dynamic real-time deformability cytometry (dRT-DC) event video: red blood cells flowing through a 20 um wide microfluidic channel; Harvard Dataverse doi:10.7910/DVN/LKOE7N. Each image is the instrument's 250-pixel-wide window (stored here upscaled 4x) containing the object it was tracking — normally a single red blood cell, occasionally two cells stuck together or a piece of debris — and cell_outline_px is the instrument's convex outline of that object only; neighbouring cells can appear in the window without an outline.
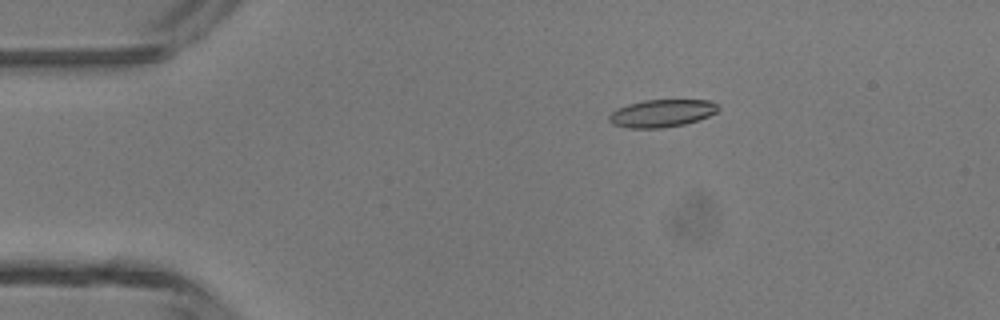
{"species": "common noctule bat (a hibernating species)", "species_latin": "Nyctalus noctula", "temperature_condition": "room temperature", "stored_images_in_passage": 48, "camera_frame_rate_fps": 3000, "um_per_image_px": 0.085, "animal": {"sex": "male", "body_mass_g": 13.3}, "frame": {"image": 1, "passage_image": 9, "time_ms": 2.667, "image_size_px": [1000, 320], "cell_outline_px": [[720, 108], [716, 112], [708, 116], [684, 124], [664, 128], [628, 128], [612, 124], [608, 120], [608, 116], [616, 108], [628, 104], [644, 100], [708, 100], [720, 104]], "centroid_in_image_um": [56.24, 9.62], "position_along_channel_um": 28.8, "area_um2": 17.63}}
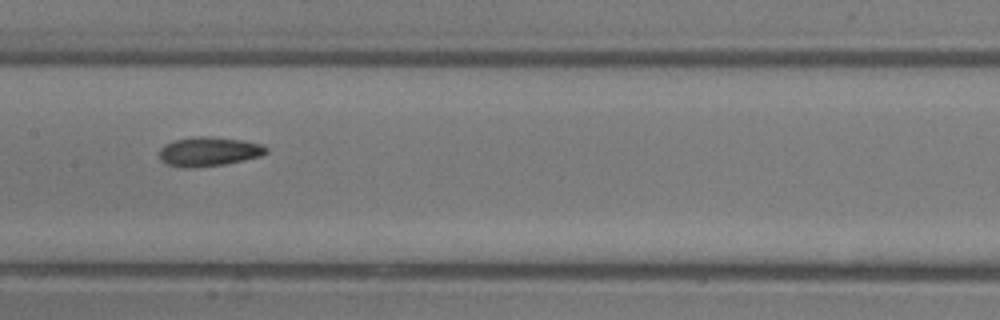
{"frame": {"image": 2, "passage_image": 24, "time_ms": 7.667, "image_size_px": [1000, 320], "cell_outline_px": [[268, 152], [260, 156], [244, 160], [224, 164], [192, 168], [180, 168], [168, 164], [160, 160], [160, 148], [164, 144], [172, 140], [192, 136], [208, 136], [244, 140], [260, 144], [268, 148]], "centroid_in_image_um": [17.72, 12.87], "position_along_channel_um": 189.7, "area_um2": 18.44}}
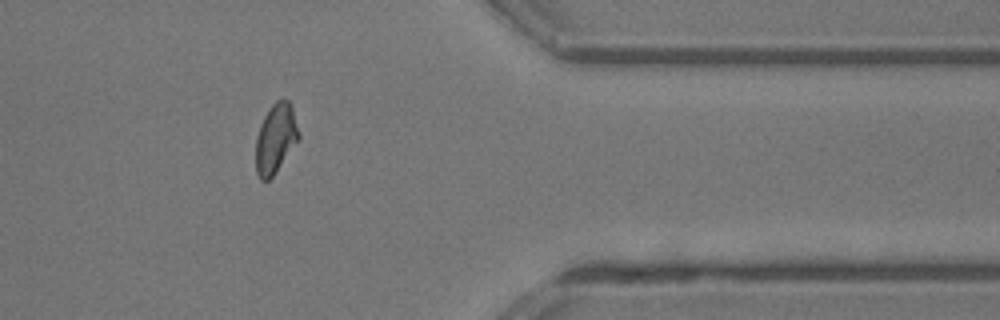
{"frame": {"image": 3, "passage_image": 39, "time_ms": 12.667, "image_size_px": [1000, 320], "cell_outline_px": [[300, 136], [276, 172], [268, 180], [260, 180], [256, 172], [256, 136], [260, 124], [264, 116], [272, 104], [276, 100], [288, 100], [292, 108], [300, 132]], "centroid_in_image_um": [23.41, 11.77], "position_along_channel_um": 388.0, "area_um2": 17.22}, "authors_computed_cell_mechanics": {"area_um2": 17.5423, "velocity_mm_per_s": 4.3694, "shape_relaxation_time_tau1_ms": 7.7512, "shape_relaxation_time_tau2_ms": 3.0393, "deformation_change_tau1": 0.2316, "deformation_change_tau2": 0.0958}}